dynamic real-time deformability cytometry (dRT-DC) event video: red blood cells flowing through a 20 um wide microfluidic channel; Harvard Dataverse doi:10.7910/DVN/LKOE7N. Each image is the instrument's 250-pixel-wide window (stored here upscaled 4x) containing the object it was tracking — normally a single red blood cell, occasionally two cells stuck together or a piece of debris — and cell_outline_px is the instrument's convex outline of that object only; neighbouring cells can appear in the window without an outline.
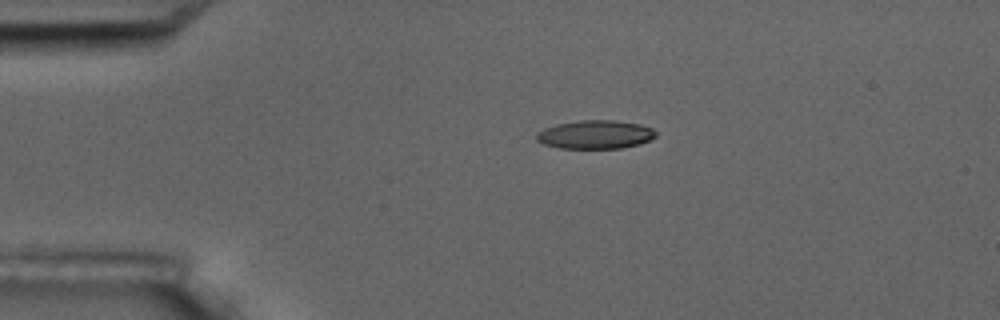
{"species": "common noctule bat (a hibernating species)", "species_latin": "Nyctalus noctula", "temperature_condition": "room temperature", "stored_images_in_passage": 3, "camera_frame_rate_fps": 3000, "um_per_image_px": 0.085, "animal": {"sex": "male", "body_mass_g": 17.5, "forearm_length_mm": 52.3}, "frame": {"image": 1, "passage_image": 1, "time_ms": 0.0, "image_size_px": [1000, 320], "cell_outline_px": [[656, 136], [640, 144], [620, 148], [560, 148], [544, 144], [536, 140], [536, 132], [544, 128], [556, 124], [580, 120], [612, 120], [640, 124], [652, 128], [656, 132]], "centroid_in_image_um": [50.58, 11.43], "position_along_channel_um": 34.4, "area_um2": 19.83}}